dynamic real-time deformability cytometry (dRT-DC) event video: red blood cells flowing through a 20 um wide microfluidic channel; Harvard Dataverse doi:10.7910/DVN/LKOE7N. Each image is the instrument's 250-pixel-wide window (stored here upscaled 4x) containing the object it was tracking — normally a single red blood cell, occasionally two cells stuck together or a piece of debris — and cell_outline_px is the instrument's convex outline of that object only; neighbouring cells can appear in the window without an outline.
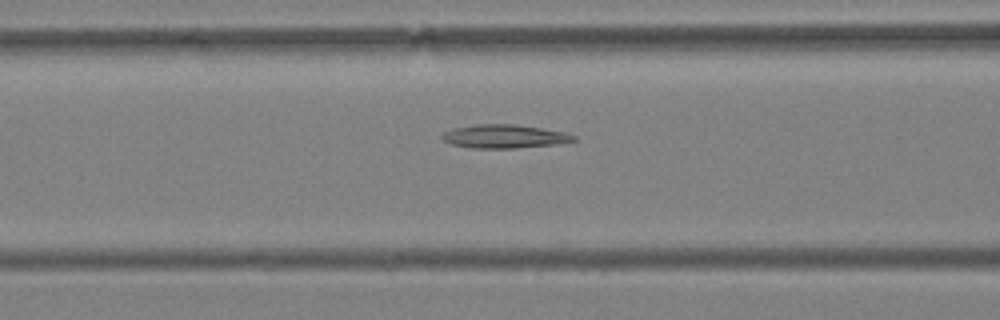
{"species": "Egyptian fruit bat (a non-hibernating species)", "species_latin": "Rousettus aegyptiacus", "temperature_condition": "warm", "stored_images_in_passage": 47, "camera_frame_rate_fps": 3000, "um_per_image_px": 0.085, "animal": {"sex": "female"}, "frame": {"image": 1, "passage_image": 14, "time_ms": 4.333, "image_size_px": [1000, 320], "cell_outline_px": [[576, 140], [556, 144], [516, 148], [468, 148], [448, 144], [440, 136], [444, 132], [452, 128], [476, 124], [516, 124], [564, 132], [576, 136]], "centroid_in_image_um": [42.81, 11.59], "position_along_channel_um": 123.8, "area_um2": 18.15}}
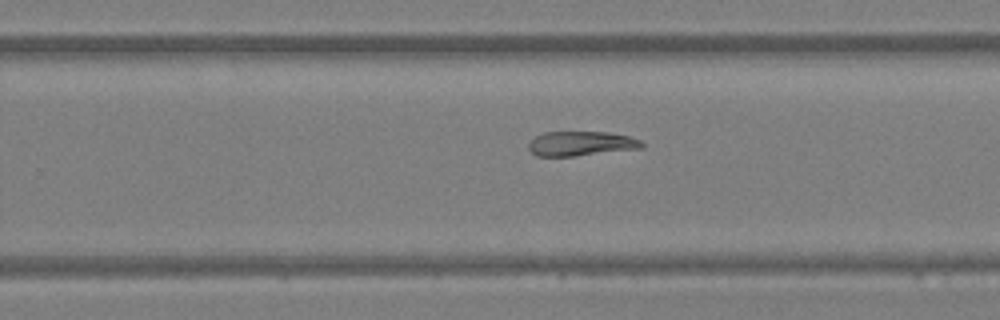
{"frame": {"image": 2, "passage_image": 27, "time_ms": 8.667, "image_size_px": [1000, 320], "cell_outline_px": [[644, 148], [576, 156], [536, 156], [528, 148], [528, 144], [536, 136], [544, 132], [608, 132], [628, 136], [640, 140], [644, 144]], "centroid_in_image_um": [49.4, 12.21], "position_along_channel_um": 280.4, "area_um2": 16.24}}
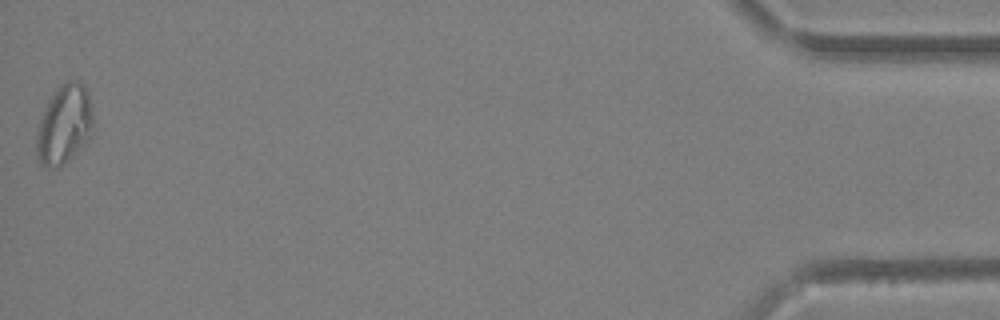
{"frame": {"image": 3, "passage_image": 47, "time_ms": 15.333, "image_size_px": [1000, 320], "cell_outline_px": [[92, 136], [60, 168], [44, 168], [36, 160], [36, 136], [40, 120], [44, 108], [48, 100], [56, 88], [60, 84], [68, 80], [76, 80], [84, 84], [88, 92], [92, 112]], "centroid_in_image_um": [5.44, 10.6], "position_along_channel_um": 429.8, "area_um2": 26.53}}